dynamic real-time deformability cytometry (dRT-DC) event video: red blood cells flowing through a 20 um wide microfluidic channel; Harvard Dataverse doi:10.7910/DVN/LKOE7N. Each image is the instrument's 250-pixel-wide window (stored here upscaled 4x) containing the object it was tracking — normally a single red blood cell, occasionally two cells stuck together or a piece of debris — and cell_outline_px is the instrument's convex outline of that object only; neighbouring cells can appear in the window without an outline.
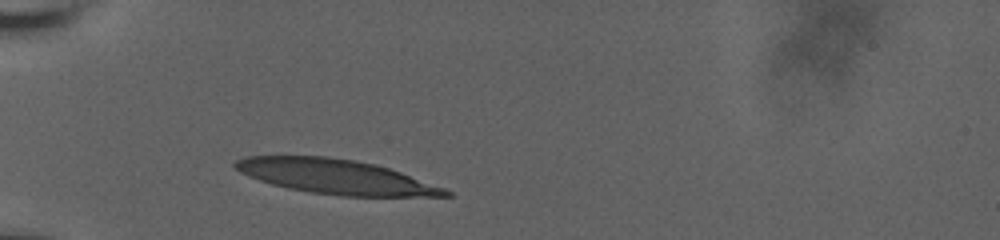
{"species": "human", "species_latin": "Homo sapiens", "temperature_condition": "room temperature", "stored_images_in_passage": 1, "camera_frame_rate_fps": 3000, "um_per_image_px": 0.085, "donor": {"sex": "male"}, "frame": {"image": 1, "passage_image": 1, "time_ms": 0.0, "image_size_px": [1000, 240], "cell_outline_px": [[452, 196], [340, 196], [312, 192], [288, 188], [272, 184], [248, 176], [232, 168], [232, 164], [236, 160], [244, 156], [328, 156], [376, 164], [400, 172], [444, 188], [452, 192]], "centroid_in_image_um": [28.48, 15.01], "position_along_channel_um": 56.5, "area_um2": 42.08}}